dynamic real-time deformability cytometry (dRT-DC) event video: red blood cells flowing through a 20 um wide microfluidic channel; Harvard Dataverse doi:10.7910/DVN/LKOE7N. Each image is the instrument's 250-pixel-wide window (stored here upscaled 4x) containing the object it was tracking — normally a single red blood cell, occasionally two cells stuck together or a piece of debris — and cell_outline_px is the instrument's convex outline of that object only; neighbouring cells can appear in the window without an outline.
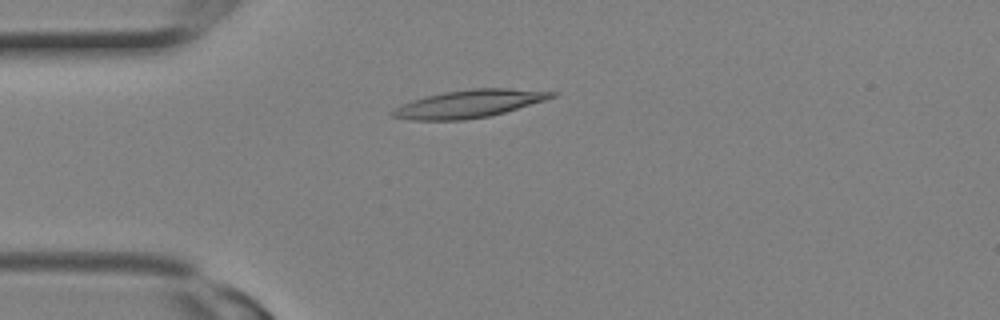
{"species": "Egyptian fruit bat (a non-hibernating species)", "species_latin": "Rousettus aegyptiacus", "temperature_condition": "room temperature", "stored_images_in_passage": 5, "camera_frame_rate_fps": 3000, "um_per_image_px": 0.085, "animal": {"sex": "female"}, "frame": {"image": 1, "passage_image": 4, "time_ms": 1.0, "image_size_px": [1000, 320], "cell_outline_px": [[556, 96], [544, 100], [504, 112], [488, 116], [464, 120], [412, 120], [392, 116], [388, 112], [412, 100], [444, 92], [472, 88], [508, 88], [556, 92]], "centroid_in_image_um": [39.85, 8.82], "position_along_channel_um": 45.1, "area_um2": 25.32}}